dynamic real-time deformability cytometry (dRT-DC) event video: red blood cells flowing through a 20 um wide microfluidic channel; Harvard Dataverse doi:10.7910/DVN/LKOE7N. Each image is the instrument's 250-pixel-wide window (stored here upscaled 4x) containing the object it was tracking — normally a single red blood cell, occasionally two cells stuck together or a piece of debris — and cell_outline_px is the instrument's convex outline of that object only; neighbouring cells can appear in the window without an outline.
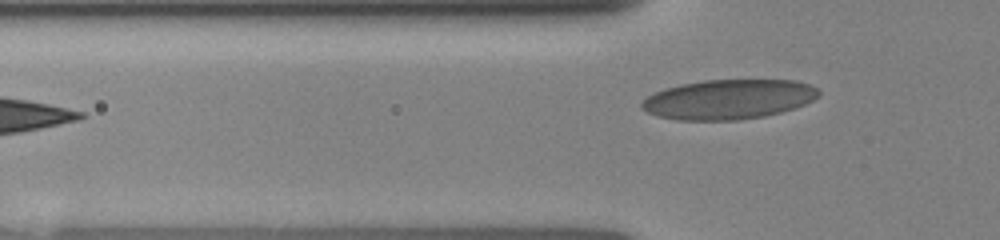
{"species": "human", "species_latin": "Homo sapiens", "temperature_condition": "room temperature", "stored_images_in_passage": 16, "segment_of_instrument_passage": [2, 2], "camera_frame_rate_fps": 3000, "um_per_image_px": 0.085, "donor": {"sex": "female"}, "frame": {"image": 1, "passage_image": 16, "time_ms": 6.333, "image_size_px": [1000, 240], "cell_outline_px": [[820, 96], [796, 108], [764, 116], [736, 120], [676, 120], [656, 116], [640, 108], [640, 100], [664, 88], [680, 84], [704, 80], [796, 80], [820, 88]], "centroid_in_image_um": [61.91, 8.44], "position_along_channel_um": 63.9, "area_um2": 41.27}}